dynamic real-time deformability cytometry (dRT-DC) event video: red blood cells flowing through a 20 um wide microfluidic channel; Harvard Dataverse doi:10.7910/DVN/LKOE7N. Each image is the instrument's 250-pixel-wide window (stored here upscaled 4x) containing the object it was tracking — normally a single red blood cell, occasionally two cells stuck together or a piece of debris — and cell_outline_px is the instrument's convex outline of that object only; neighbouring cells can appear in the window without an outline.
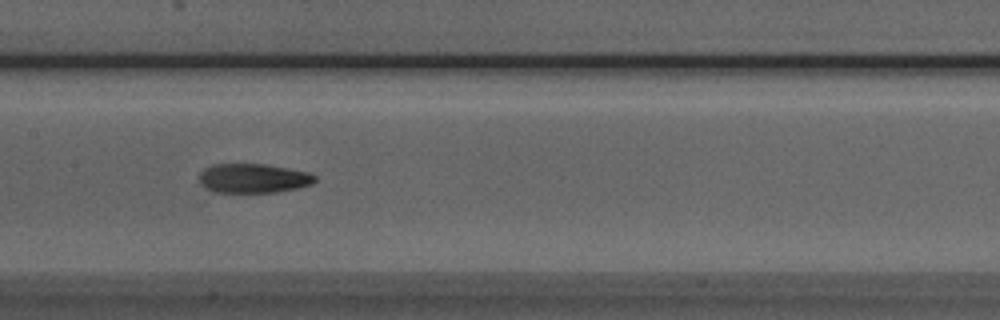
{"species": "Egyptian fruit bat (a non-hibernating species)", "species_latin": "Rousettus aegyptiacus", "temperature_condition": "room temperature", "stored_images_in_passage": 37, "camera_frame_rate_fps": 3000, "um_per_image_px": 0.085, "animal": {"sex": "male"}, "frame": {"image": 1, "passage_image": 11, "time_ms": 3.333, "image_size_px": [1000, 320], "cell_outline_px": [[316, 180], [312, 184], [296, 188], [276, 192], [212, 192], [200, 184], [200, 172], [204, 168], [212, 164], [264, 164], [288, 168], [308, 172], [316, 176]], "centroid_in_image_um": [21.51, 15.15], "position_along_channel_um": 185.9, "area_um2": 19.77}}
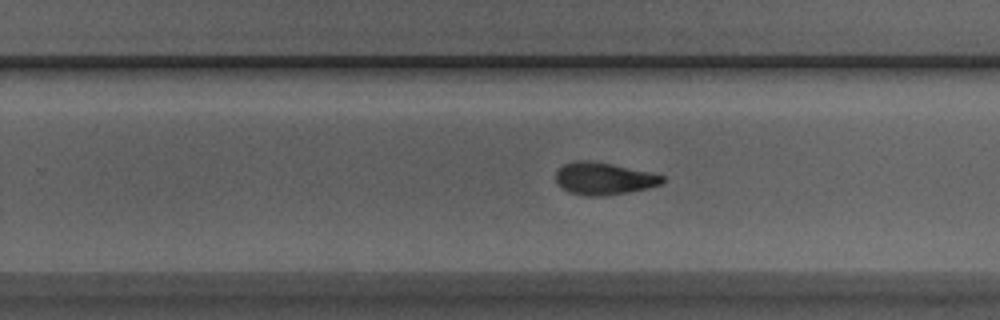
{"frame": {"image": 2, "passage_image": 18, "time_ms": 5.667, "image_size_px": [1000, 320], "cell_outline_px": [[664, 184], [648, 188], [628, 192], [604, 196], [584, 196], [568, 192], [560, 188], [556, 184], [556, 172], [564, 164], [572, 160], [592, 160], [652, 172], [664, 176]], "centroid_in_image_um": [51.31, 15.18], "position_along_channel_um": 278.5, "area_um2": 20.46}}
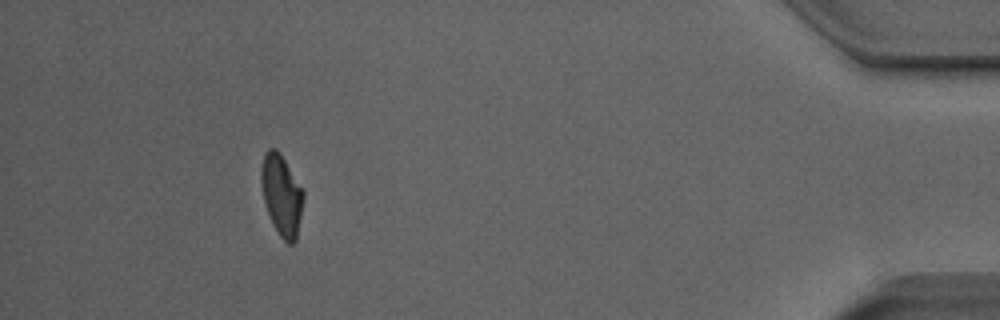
{"frame": {"image": 3, "passage_image": 33, "time_ms": 10.667, "image_size_px": [1000, 320], "cell_outline_px": [[304, 196], [296, 240], [292, 244], [288, 244], [280, 236], [272, 224], [264, 200], [260, 176], [260, 172], [264, 152], [268, 148], [276, 148], [280, 152], [304, 192]], "centroid_in_image_um": [23.92, 16.56], "position_along_channel_um": 411.3, "area_um2": 19.77}, "authors_computed_cell_mechanics": {"area_um2": 20.1144, "velocity_mm_per_s": 3.9842, "shape_relaxation_time_tau1_ms": 4.3717, "shape_relaxation_time_tau2_ms": 3.0316, "deformation_change_tau1": 0.1883, "deformation_change_tau2": 0.1045}}